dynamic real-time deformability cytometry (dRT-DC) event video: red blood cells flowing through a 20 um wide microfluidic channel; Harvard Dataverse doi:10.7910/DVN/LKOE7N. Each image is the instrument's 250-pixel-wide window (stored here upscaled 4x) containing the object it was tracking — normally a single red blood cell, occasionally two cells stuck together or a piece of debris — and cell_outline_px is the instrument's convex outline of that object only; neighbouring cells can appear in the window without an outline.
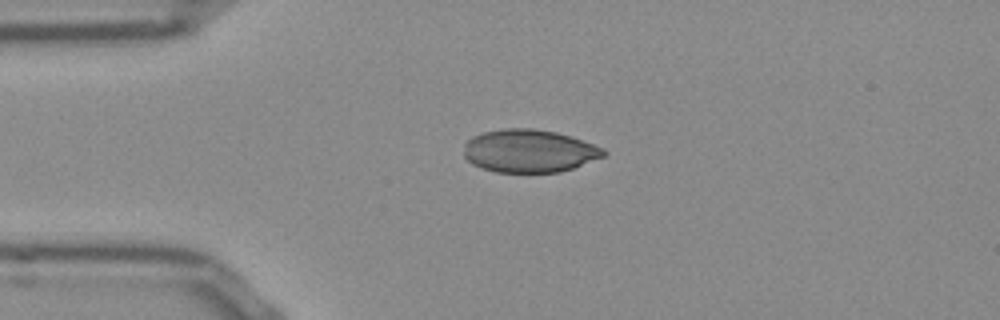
{"species": "Egyptian fruit bat (a non-hibernating species)", "species_latin": "Rousettus aegyptiacus", "temperature_condition": "room temperature", "stored_images_in_passage": 41, "camera_frame_rate_fps": 3000, "um_per_image_px": 0.085, "frame": {"image": 1, "passage_image": 1, "time_ms": 0.0, "image_size_px": [1000, 320], "cell_outline_px": [[608, 152], [604, 156], [572, 168], [560, 172], [496, 172], [472, 164], [464, 156], [464, 144], [472, 136], [484, 132], [504, 128], [532, 128], [556, 132], [572, 136], [604, 148]], "centroid_in_image_um": [44.98, 12.82], "position_along_channel_um": 40.0, "area_um2": 34.97}}
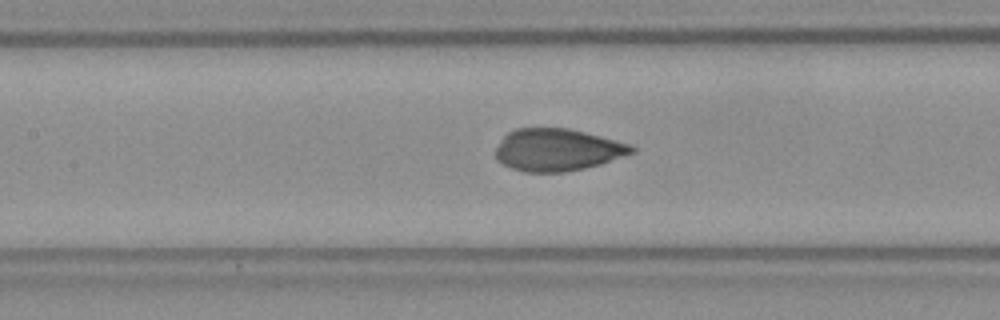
{"frame": {"image": 2, "passage_image": 12, "time_ms": 3.667, "image_size_px": [1000, 320], "cell_outline_px": [[636, 152], [600, 164], [584, 168], [564, 172], [524, 172], [512, 168], [496, 160], [496, 148], [500, 140], [508, 132], [516, 128], [568, 128], [600, 136], [628, 144], [636, 148]], "centroid_in_image_um": [47.35, 12.74], "position_along_channel_um": 160.0, "area_um2": 33.35}}
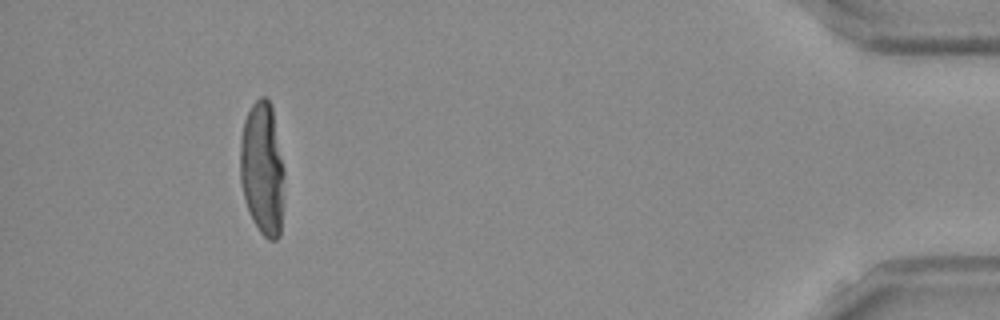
{"frame": {"image": 3, "passage_image": 37, "time_ms": 12.0, "image_size_px": [1000, 320], "cell_outline_px": [[284, 176], [280, 236], [276, 240], [268, 240], [260, 232], [252, 220], [244, 200], [240, 180], [240, 140], [244, 120], [252, 104], [260, 96], [264, 96], [272, 104], [284, 168]], "centroid_in_image_um": [22.3, 14.33], "position_along_channel_um": 412.9, "area_um2": 34.68}}